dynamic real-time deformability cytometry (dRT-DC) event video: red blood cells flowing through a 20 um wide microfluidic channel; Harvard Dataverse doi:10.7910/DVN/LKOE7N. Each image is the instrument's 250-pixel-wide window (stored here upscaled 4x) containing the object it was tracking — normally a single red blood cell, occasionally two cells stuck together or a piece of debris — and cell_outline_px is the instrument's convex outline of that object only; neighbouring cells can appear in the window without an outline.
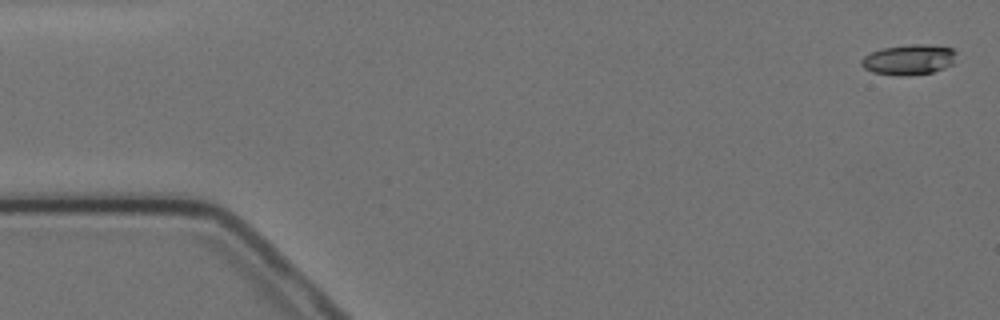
{"species": "Egyptian fruit bat (a non-hibernating species)", "species_latin": "Rousettus aegyptiacus", "temperature_condition": "cold", "stored_images_in_passage": 15, "camera_frame_rate_fps": 3000, "um_per_image_px": 0.085, "animal": {"sex": "female"}, "frame": {"image": 1, "passage_image": 1, "time_ms": 0.0, "image_size_px": [1000, 320], "cell_outline_px": [[956, 52], [952, 64], [944, 68], [932, 72], [908, 76], [900, 76], [872, 72], [864, 68], [860, 64], [860, 60], [864, 56], [872, 52], [884, 48], [908, 44], [928, 44], [952, 48]], "centroid_in_image_um": [77.24, 5.07], "position_along_channel_um": 7.8, "area_um2": 16.82}}
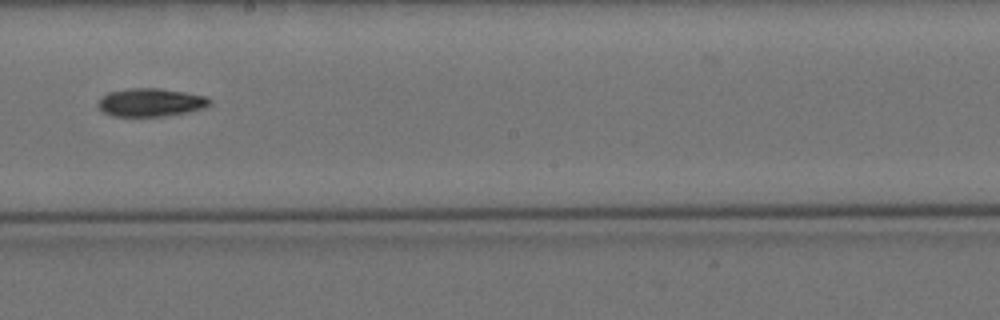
{"frame": {"image": 2, "passage_image": 9, "time_ms": 10.0, "image_size_px": [1000, 320], "cell_outline_px": [[212, 104], [204, 108], [188, 112], [164, 116], [112, 116], [104, 112], [96, 104], [96, 100], [100, 96], [108, 92], [128, 88], [160, 88], [184, 92], [204, 96]], "centroid_in_image_um": [12.74, 8.7], "position_along_channel_um": 235.5, "area_um2": 18.44}}
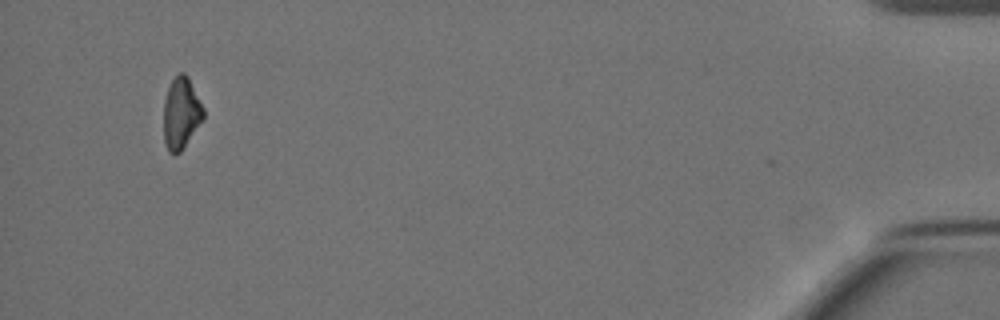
{"frame": {"image": 3, "passage_image": 15, "time_ms": 17.667, "image_size_px": [1000, 320], "cell_outline_px": [[204, 116], [180, 152], [176, 156], [168, 152], [164, 140], [164, 100], [168, 88], [172, 80], [180, 72], [184, 72], [188, 76], [204, 108]], "centroid_in_image_um": [15.38, 9.62], "position_along_channel_um": 419.8, "area_um2": 16.42}, "authors_computed_cell_mechanics": {"area_um2": 17.2244, "velocity_mm_per_s": 3.4993, "shape_relaxation_time_tau1_ms": 7.9809, "shape_relaxation_time_tau2_ms": null, "deformation_change_tau1": 0.1632, "deformation_change_tau2": null}}